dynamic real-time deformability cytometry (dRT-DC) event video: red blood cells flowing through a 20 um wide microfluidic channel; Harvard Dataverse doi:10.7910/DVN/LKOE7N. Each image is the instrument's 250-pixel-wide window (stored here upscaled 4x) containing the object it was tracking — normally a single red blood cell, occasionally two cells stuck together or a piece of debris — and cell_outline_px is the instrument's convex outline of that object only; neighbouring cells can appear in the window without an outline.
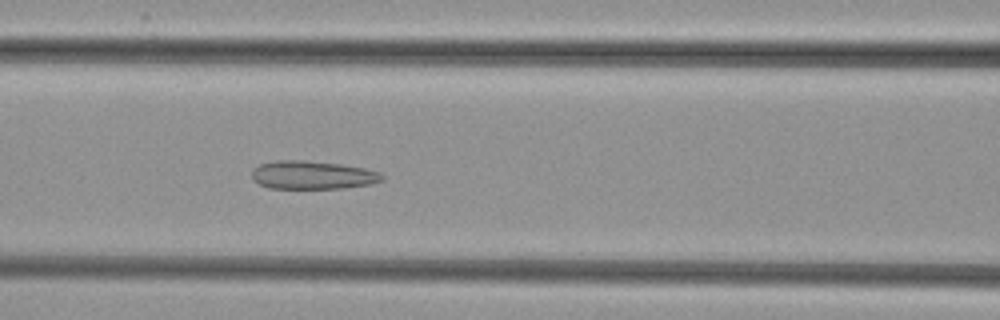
{"species": "common noctule bat (a hibernating species)", "species_latin": "Nyctalus noctula", "temperature_condition": "cold", "stored_images_in_passage": 53, "camera_frame_rate_fps": 3000, "um_per_image_px": 0.085, "animal": {"sex": "female", "body_mass_g": 29.2, "forearm_length_mm": 56.3}, "frame": {"image": 1, "passage_image": 23, "time_ms": 7.333, "image_size_px": [1000, 320], "cell_outline_px": [[384, 180], [372, 184], [344, 188], [268, 188], [252, 180], [252, 168], [260, 164], [276, 160], [304, 160], [340, 164], [364, 168], [380, 172], [384, 176]], "centroid_in_image_um": [26.56, 14.88], "position_along_channel_um": 140.0, "area_um2": 21.62}}
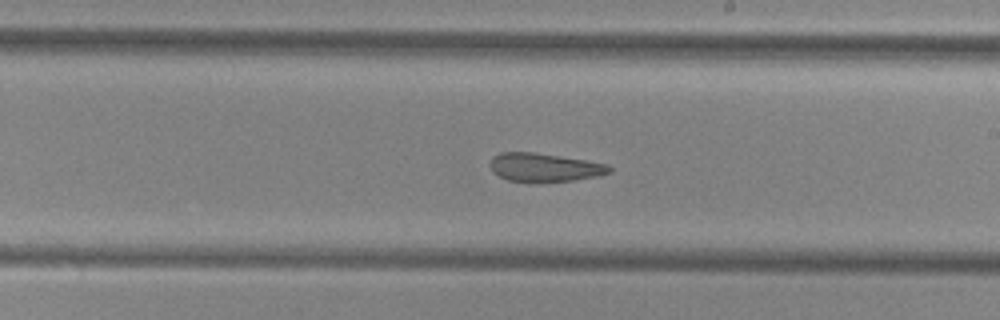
{"frame": {"image": 2, "passage_image": 31, "time_ms": 10.0, "image_size_px": [1000, 320], "cell_outline_px": [[612, 172], [600, 176], [572, 180], [532, 184], [528, 184], [508, 180], [492, 172], [492, 156], [500, 152], [532, 152], [584, 160], [608, 164], [612, 168]], "centroid_in_image_um": [46.28, 14.26], "position_along_channel_um": 242.7, "area_um2": 20.11}}
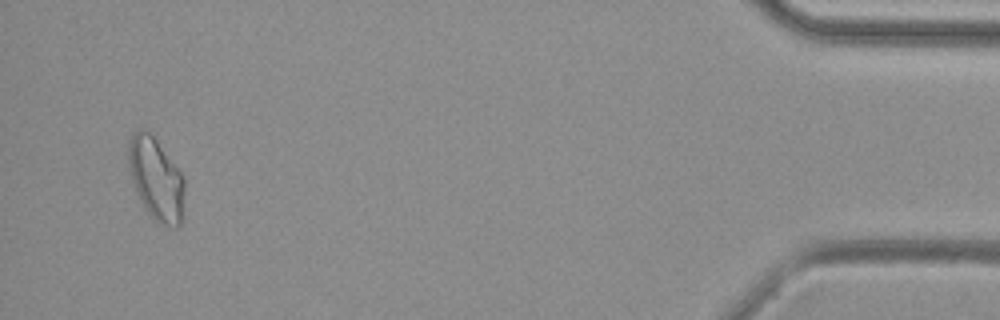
{"frame": {"image": 3, "passage_image": 51, "time_ms": 16.667, "image_size_px": [1000, 320], "cell_outline_px": [[184, 212], [180, 224], [176, 228], [160, 224], [144, 208], [136, 192], [132, 180], [128, 164], [128, 144], [132, 136], [140, 128], [144, 128], [156, 140], [184, 176]], "centroid_in_image_um": [13.28, 15.25], "position_along_channel_um": 421.9, "area_um2": 26.88}}